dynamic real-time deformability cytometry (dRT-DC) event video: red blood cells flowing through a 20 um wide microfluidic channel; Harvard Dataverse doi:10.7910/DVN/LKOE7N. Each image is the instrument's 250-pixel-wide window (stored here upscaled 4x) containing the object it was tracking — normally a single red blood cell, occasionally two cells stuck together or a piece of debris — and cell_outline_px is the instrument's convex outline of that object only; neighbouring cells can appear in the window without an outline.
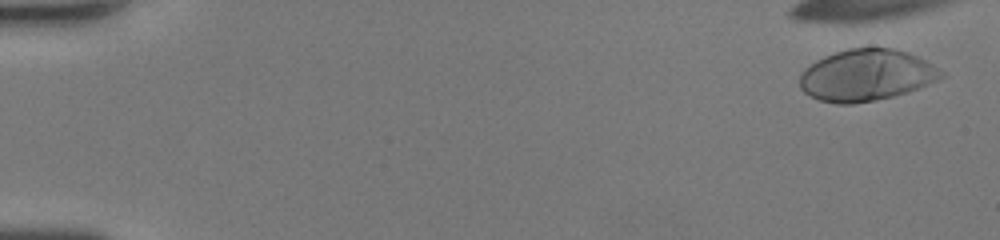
{"species": "human", "species_latin": "Homo sapiens", "temperature_condition": "room temperature", "stored_images_in_passage": 49, "camera_frame_rate_fps": 3000, "um_per_image_px": 0.085, "donor": {"sex": "female"}, "frame": {"image": 1, "passage_image": 2, "time_ms": 0.333, "image_size_px": [1000, 240], "cell_outline_px": [[944, 76], [936, 80], [916, 88], [892, 96], [876, 100], [852, 104], [836, 104], [820, 100], [804, 92], [800, 88], [800, 76], [804, 68], [816, 60], [824, 56], [836, 52], [852, 48], [892, 48], [908, 52], [924, 60], [944, 72]], "centroid_in_image_um": [73.59, 6.39], "position_along_channel_um": 11.4, "area_um2": 42.02}}
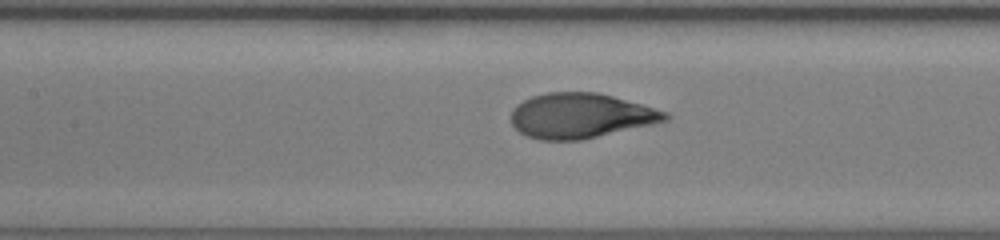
{"frame": {"image": 2, "passage_image": 24, "time_ms": 7.667, "image_size_px": [1000, 240], "cell_outline_px": [[672, 116], [668, 120], [580, 140], [540, 140], [528, 136], [520, 132], [512, 124], [512, 112], [516, 104], [532, 96], [548, 92], [596, 92], [612, 96], [668, 112]], "centroid_in_image_um": [49.34, 9.83], "position_along_channel_um": 158.1, "area_um2": 39.94}}
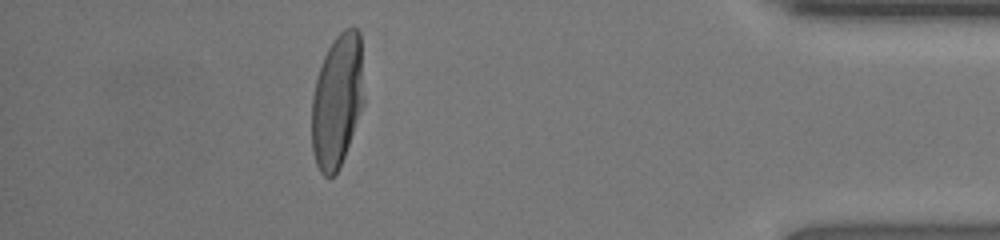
{"frame": {"image": 3, "passage_image": 44, "time_ms": 14.333, "image_size_px": [1000, 240], "cell_outline_px": [[364, 104], [344, 156], [336, 172], [328, 180], [320, 172], [316, 164], [312, 148], [312, 96], [316, 80], [324, 56], [332, 40], [344, 28], [356, 28], [360, 32], [364, 100]], "centroid_in_image_um": [28.66, 8.56], "position_along_channel_um": 406.5, "area_um2": 40.58}, "authors_computed_cell_mechanics": {"area_um2": 40.749, "velocity_mm_per_s": 4.348, "shape_relaxation_time_tau1_ms": 2.8805, "shape_relaxation_time_tau2_ms": null, "deformation_change_tau1": 0.2245, "deformation_change_tau2": null}}